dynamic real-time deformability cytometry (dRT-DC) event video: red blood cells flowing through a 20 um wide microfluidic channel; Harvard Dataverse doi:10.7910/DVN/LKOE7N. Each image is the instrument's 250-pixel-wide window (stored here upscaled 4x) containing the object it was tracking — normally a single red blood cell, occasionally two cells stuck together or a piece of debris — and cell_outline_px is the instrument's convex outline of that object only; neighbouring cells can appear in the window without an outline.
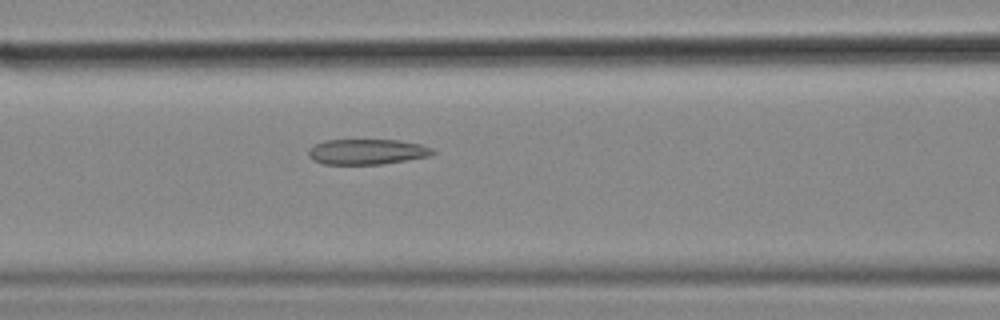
{"species": "common noctule bat (a hibernating species)", "species_latin": "Nyctalus noctula", "temperature_condition": "cold", "stored_images_in_passage": 53, "camera_frame_rate_fps": 3000, "um_per_image_px": 0.085, "animal": {"sex": "female", "body_mass_g": 18.4}, "frame": {"image": 1, "passage_image": 23, "time_ms": 7.333, "image_size_px": [1000, 320], "cell_outline_px": [[436, 152], [428, 156], [380, 164], [324, 164], [312, 160], [308, 156], [308, 148], [316, 144], [328, 140], [400, 140], [420, 144], [432, 148]], "centroid_in_image_um": [31.16, 12.89], "position_along_channel_um": 135.4, "area_um2": 18.26}}
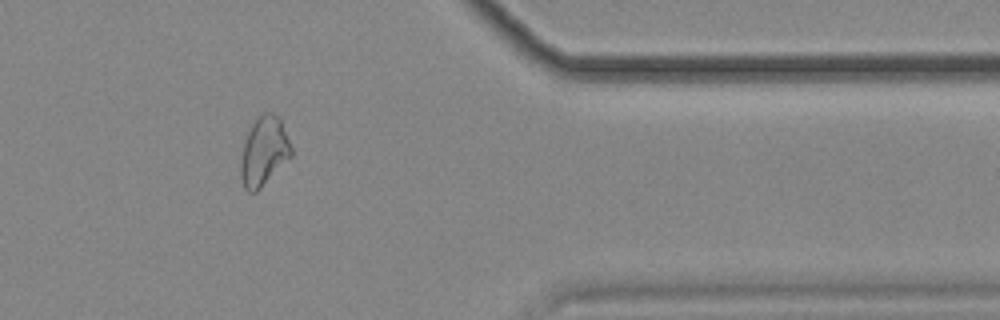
{"frame": {"image": 2, "passage_image": 46, "time_ms": 15.0, "image_size_px": [1000, 320], "cell_outline_px": [[292, 156], [256, 192], [248, 192], [244, 188], [240, 176], [240, 164], [244, 140], [252, 124], [264, 112], [272, 112], [280, 116], [292, 148]], "centroid_in_image_um": [22.44, 12.86], "position_along_channel_um": 389.0, "area_um2": 20.35}, "authors_computed_cell_mechanics": {"area_um2": 20.808, "velocity_mm_per_s": 3.5593, "shape_relaxation_time_tau1_ms": null, "shape_relaxation_time_tau2_ms": 4.3744, "deformation_change_tau1": null, "deformation_change_tau2": 0.1264}}